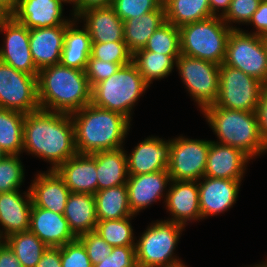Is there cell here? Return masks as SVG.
Listing matches in <instances>:
<instances>
[{
  "label": "cell",
  "instance_id": "cell-1",
  "mask_svg": "<svg viewBox=\"0 0 267 267\" xmlns=\"http://www.w3.org/2000/svg\"><path fill=\"white\" fill-rule=\"evenodd\" d=\"M23 151L50 162L49 170H56L77 154L71 115L44 109L25 114Z\"/></svg>",
  "mask_w": 267,
  "mask_h": 267
},
{
  "label": "cell",
  "instance_id": "cell-2",
  "mask_svg": "<svg viewBox=\"0 0 267 267\" xmlns=\"http://www.w3.org/2000/svg\"><path fill=\"white\" fill-rule=\"evenodd\" d=\"M37 88L40 109L71 114L91 103L85 71L60 63L39 70Z\"/></svg>",
  "mask_w": 267,
  "mask_h": 267
},
{
  "label": "cell",
  "instance_id": "cell-3",
  "mask_svg": "<svg viewBox=\"0 0 267 267\" xmlns=\"http://www.w3.org/2000/svg\"><path fill=\"white\" fill-rule=\"evenodd\" d=\"M78 154H94L123 147L130 121L117 112L90 103L70 114Z\"/></svg>",
  "mask_w": 267,
  "mask_h": 267
},
{
  "label": "cell",
  "instance_id": "cell-4",
  "mask_svg": "<svg viewBox=\"0 0 267 267\" xmlns=\"http://www.w3.org/2000/svg\"><path fill=\"white\" fill-rule=\"evenodd\" d=\"M219 141L240 149L251 159L267 152V144L258 129L256 112L225 109L212 104L202 111Z\"/></svg>",
  "mask_w": 267,
  "mask_h": 267
},
{
  "label": "cell",
  "instance_id": "cell-5",
  "mask_svg": "<svg viewBox=\"0 0 267 267\" xmlns=\"http://www.w3.org/2000/svg\"><path fill=\"white\" fill-rule=\"evenodd\" d=\"M150 87L133 62L123 65L108 79L92 87L91 103L125 116L131 121L135 103Z\"/></svg>",
  "mask_w": 267,
  "mask_h": 267
},
{
  "label": "cell",
  "instance_id": "cell-6",
  "mask_svg": "<svg viewBox=\"0 0 267 267\" xmlns=\"http://www.w3.org/2000/svg\"><path fill=\"white\" fill-rule=\"evenodd\" d=\"M231 31L221 16L183 25L179 28L181 54L221 65Z\"/></svg>",
  "mask_w": 267,
  "mask_h": 267
},
{
  "label": "cell",
  "instance_id": "cell-7",
  "mask_svg": "<svg viewBox=\"0 0 267 267\" xmlns=\"http://www.w3.org/2000/svg\"><path fill=\"white\" fill-rule=\"evenodd\" d=\"M183 229L169 219L151 223L135 243L137 267H159L179 261L173 251Z\"/></svg>",
  "mask_w": 267,
  "mask_h": 267
},
{
  "label": "cell",
  "instance_id": "cell-8",
  "mask_svg": "<svg viewBox=\"0 0 267 267\" xmlns=\"http://www.w3.org/2000/svg\"><path fill=\"white\" fill-rule=\"evenodd\" d=\"M219 93L215 105L225 109L255 112L264 84L241 70L219 65Z\"/></svg>",
  "mask_w": 267,
  "mask_h": 267
},
{
  "label": "cell",
  "instance_id": "cell-9",
  "mask_svg": "<svg viewBox=\"0 0 267 267\" xmlns=\"http://www.w3.org/2000/svg\"><path fill=\"white\" fill-rule=\"evenodd\" d=\"M223 63L267 85V51L261 36L232 30Z\"/></svg>",
  "mask_w": 267,
  "mask_h": 267
},
{
  "label": "cell",
  "instance_id": "cell-10",
  "mask_svg": "<svg viewBox=\"0 0 267 267\" xmlns=\"http://www.w3.org/2000/svg\"><path fill=\"white\" fill-rule=\"evenodd\" d=\"M181 80L200 111L215 103L219 93V65L195 57L180 55L176 60Z\"/></svg>",
  "mask_w": 267,
  "mask_h": 267
},
{
  "label": "cell",
  "instance_id": "cell-11",
  "mask_svg": "<svg viewBox=\"0 0 267 267\" xmlns=\"http://www.w3.org/2000/svg\"><path fill=\"white\" fill-rule=\"evenodd\" d=\"M37 76L0 61V108L24 114L40 109Z\"/></svg>",
  "mask_w": 267,
  "mask_h": 267
},
{
  "label": "cell",
  "instance_id": "cell-12",
  "mask_svg": "<svg viewBox=\"0 0 267 267\" xmlns=\"http://www.w3.org/2000/svg\"><path fill=\"white\" fill-rule=\"evenodd\" d=\"M210 140L171 139L167 171L173 181H199L204 176Z\"/></svg>",
  "mask_w": 267,
  "mask_h": 267
},
{
  "label": "cell",
  "instance_id": "cell-13",
  "mask_svg": "<svg viewBox=\"0 0 267 267\" xmlns=\"http://www.w3.org/2000/svg\"><path fill=\"white\" fill-rule=\"evenodd\" d=\"M0 32L5 35L4 45L0 48V61L16 70L38 75L39 70L30 51L29 29L10 15L0 25Z\"/></svg>",
  "mask_w": 267,
  "mask_h": 267
},
{
  "label": "cell",
  "instance_id": "cell-14",
  "mask_svg": "<svg viewBox=\"0 0 267 267\" xmlns=\"http://www.w3.org/2000/svg\"><path fill=\"white\" fill-rule=\"evenodd\" d=\"M201 179L198 183L201 219L224 213L236 203L241 181L208 176Z\"/></svg>",
  "mask_w": 267,
  "mask_h": 267
},
{
  "label": "cell",
  "instance_id": "cell-15",
  "mask_svg": "<svg viewBox=\"0 0 267 267\" xmlns=\"http://www.w3.org/2000/svg\"><path fill=\"white\" fill-rule=\"evenodd\" d=\"M171 140L145 138L127 154L128 175H139L167 170Z\"/></svg>",
  "mask_w": 267,
  "mask_h": 267
},
{
  "label": "cell",
  "instance_id": "cell-16",
  "mask_svg": "<svg viewBox=\"0 0 267 267\" xmlns=\"http://www.w3.org/2000/svg\"><path fill=\"white\" fill-rule=\"evenodd\" d=\"M171 183L167 170L154 173L130 175L127 179L129 205L133 215L145 210L160 198L166 199L163 191Z\"/></svg>",
  "mask_w": 267,
  "mask_h": 267
},
{
  "label": "cell",
  "instance_id": "cell-17",
  "mask_svg": "<svg viewBox=\"0 0 267 267\" xmlns=\"http://www.w3.org/2000/svg\"><path fill=\"white\" fill-rule=\"evenodd\" d=\"M168 184L165 205L170 221L185 227L188 221L201 219L198 181H173Z\"/></svg>",
  "mask_w": 267,
  "mask_h": 267
},
{
  "label": "cell",
  "instance_id": "cell-18",
  "mask_svg": "<svg viewBox=\"0 0 267 267\" xmlns=\"http://www.w3.org/2000/svg\"><path fill=\"white\" fill-rule=\"evenodd\" d=\"M250 159L238 148L210 141L204 176L242 181Z\"/></svg>",
  "mask_w": 267,
  "mask_h": 267
},
{
  "label": "cell",
  "instance_id": "cell-19",
  "mask_svg": "<svg viewBox=\"0 0 267 267\" xmlns=\"http://www.w3.org/2000/svg\"><path fill=\"white\" fill-rule=\"evenodd\" d=\"M63 10L60 0H19L11 16L30 30L67 25L71 20L63 19Z\"/></svg>",
  "mask_w": 267,
  "mask_h": 267
},
{
  "label": "cell",
  "instance_id": "cell-20",
  "mask_svg": "<svg viewBox=\"0 0 267 267\" xmlns=\"http://www.w3.org/2000/svg\"><path fill=\"white\" fill-rule=\"evenodd\" d=\"M29 230L48 247H61L77 239L63 214L34 205Z\"/></svg>",
  "mask_w": 267,
  "mask_h": 267
},
{
  "label": "cell",
  "instance_id": "cell-21",
  "mask_svg": "<svg viewBox=\"0 0 267 267\" xmlns=\"http://www.w3.org/2000/svg\"><path fill=\"white\" fill-rule=\"evenodd\" d=\"M23 194L24 196L19 190L0 193V225L3 226L2 231L0 230L1 239L30 228L33 206L30 190Z\"/></svg>",
  "mask_w": 267,
  "mask_h": 267
},
{
  "label": "cell",
  "instance_id": "cell-22",
  "mask_svg": "<svg viewBox=\"0 0 267 267\" xmlns=\"http://www.w3.org/2000/svg\"><path fill=\"white\" fill-rule=\"evenodd\" d=\"M67 25L29 30L30 51L38 70L59 64Z\"/></svg>",
  "mask_w": 267,
  "mask_h": 267
},
{
  "label": "cell",
  "instance_id": "cell-23",
  "mask_svg": "<svg viewBox=\"0 0 267 267\" xmlns=\"http://www.w3.org/2000/svg\"><path fill=\"white\" fill-rule=\"evenodd\" d=\"M29 190L34 206L64 214L71 192L55 170L37 174Z\"/></svg>",
  "mask_w": 267,
  "mask_h": 267
},
{
  "label": "cell",
  "instance_id": "cell-24",
  "mask_svg": "<svg viewBox=\"0 0 267 267\" xmlns=\"http://www.w3.org/2000/svg\"><path fill=\"white\" fill-rule=\"evenodd\" d=\"M70 192H97L96 158L93 154H76L62 163L56 170Z\"/></svg>",
  "mask_w": 267,
  "mask_h": 267
},
{
  "label": "cell",
  "instance_id": "cell-25",
  "mask_svg": "<svg viewBox=\"0 0 267 267\" xmlns=\"http://www.w3.org/2000/svg\"><path fill=\"white\" fill-rule=\"evenodd\" d=\"M76 19L84 20L92 43L124 41V22L111 6L87 9Z\"/></svg>",
  "mask_w": 267,
  "mask_h": 267
},
{
  "label": "cell",
  "instance_id": "cell-26",
  "mask_svg": "<svg viewBox=\"0 0 267 267\" xmlns=\"http://www.w3.org/2000/svg\"><path fill=\"white\" fill-rule=\"evenodd\" d=\"M93 155L96 158L97 191L127 183V153L123 147Z\"/></svg>",
  "mask_w": 267,
  "mask_h": 267
},
{
  "label": "cell",
  "instance_id": "cell-27",
  "mask_svg": "<svg viewBox=\"0 0 267 267\" xmlns=\"http://www.w3.org/2000/svg\"><path fill=\"white\" fill-rule=\"evenodd\" d=\"M63 215L77 238L82 234L95 231L98 222L95 196L71 192Z\"/></svg>",
  "mask_w": 267,
  "mask_h": 267
},
{
  "label": "cell",
  "instance_id": "cell-28",
  "mask_svg": "<svg viewBox=\"0 0 267 267\" xmlns=\"http://www.w3.org/2000/svg\"><path fill=\"white\" fill-rule=\"evenodd\" d=\"M71 20L67 24L65 31L60 64L85 71L89 57L91 56V37L84 26L82 30L78 29L76 25L77 19L75 17L74 19L72 17Z\"/></svg>",
  "mask_w": 267,
  "mask_h": 267
},
{
  "label": "cell",
  "instance_id": "cell-29",
  "mask_svg": "<svg viewBox=\"0 0 267 267\" xmlns=\"http://www.w3.org/2000/svg\"><path fill=\"white\" fill-rule=\"evenodd\" d=\"M124 22V42L133 54L143 49L154 32L166 23L164 6Z\"/></svg>",
  "mask_w": 267,
  "mask_h": 267
},
{
  "label": "cell",
  "instance_id": "cell-30",
  "mask_svg": "<svg viewBox=\"0 0 267 267\" xmlns=\"http://www.w3.org/2000/svg\"><path fill=\"white\" fill-rule=\"evenodd\" d=\"M94 196L98 220L121 219L133 216L126 184L98 190Z\"/></svg>",
  "mask_w": 267,
  "mask_h": 267
},
{
  "label": "cell",
  "instance_id": "cell-31",
  "mask_svg": "<svg viewBox=\"0 0 267 267\" xmlns=\"http://www.w3.org/2000/svg\"><path fill=\"white\" fill-rule=\"evenodd\" d=\"M179 56L146 51L143 48L132 54V62L150 86L154 79H162L172 72Z\"/></svg>",
  "mask_w": 267,
  "mask_h": 267
},
{
  "label": "cell",
  "instance_id": "cell-32",
  "mask_svg": "<svg viewBox=\"0 0 267 267\" xmlns=\"http://www.w3.org/2000/svg\"><path fill=\"white\" fill-rule=\"evenodd\" d=\"M164 8L166 22L178 28L214 16L208 0H170Z\"/></svg>",
  "mask_w": 267,
  "mask_h": 267
},
{
  "label": "cell",
  "instance_id": "cell-33",
  "mask_svg": "<svg viewBox=\"0 0 267 267\" xmlns=\"http://www.w3.org/2000/svg\"><path fill=\"white\" fill-rule=\"evenodd\" d=\"M24 113L0 108V149L7 155L23 150Z\"/></svg>",
  "mask_w": 267,
  "mask_h": 267
},
{
  "label": "cell",
  "instance_id": "cell-34",
  "mask_svg": "<svg viewBox=\"0 0 267 267\" xmlns=\"http://www.w3.org/2000/svg\"><path fill=\"white\" fill-rule=\"evenodd\" d=\"M3 241L13 251L23 267H35L43 252L48 248L30 230L13 233Z\"/></svg>",
  "mask_w": 267,
  "mask_h": 267
},
{
  "label": "cell",
  "instance_id": "cell-35",
  "mask_svg": "<svg viewBox=\"0 0 267 267\" xmlns=\"http://www.w3.org/2000/svg\"><path fill=\"white\" fill-rule=\"evenodd\" d=\"M129 216L121 219L98 220L97 232L111 247L135 246V237Z\"/></svg>",
  "mask_w": 267,
  "mask_h": 267
},
{
  "label": "cell",
  "instance_id": "cell-36",
  "mask_svg": "<svg viewBox=\"0 0 267 267\" xmlns=\"http://www.w3.org/2000/svg\"><path fill=\"white\" fill-rule=\"evenodd\" d=\"M144 49L165 55H181L179 28L171 23H164L149 38Z\"/></svg>",
  "mask_w": 267,
  "mask_h": 267
},
{
  "label": "cell",
  "instance_id": "cell-37",
  "mask_svg": "<svg viewBox=\"0 0 267 267\" xmlns=\"http://www.w3.org/2000/svg\"><path fill=\"white\" fill-rule=\"evenodd\" d=\"M20 155H5L0 160V193L19 190L24 182V169Z\"/></svg>",
  "mask_w": 267,
  "mask_h": 267
},
{
  "label": "cell",
  "instance_id": "cell-38",
  "mask_svg": "<svg viewBox=\"0 0 267 267\" xmlns=\"http://www.w3.org/2000/svg\"><path fill=\"white\" fill-rule=\"evenodd\" d=\"M91 56L110 63L132 62V53L124 41L92 43Z\"/></svg>",
  "mask_w": 267,
  "mask_h": 267
},
{
  "label": "cell",
  "instance_id": "cell-39",
  "mask_svg": "<svg viewBox=\"0 0 267 267\" xmlns=\"http://www.w3.org/2000/svg\"><path fill=\"white\" fill-rule=\"evenodd\" d=\"M161 6L158 0H113L111 7L122 20L142 16Z\"/></svg>",
  "mask_w": 267,
  "mask_h": 267
},
{
  "label": "cell",
  "instance_id": "cell-40",
  "mask_svg": "<svg viewBox=\"0 0 267 267\" xmlns=\"http://www.w3.org/2000/svg\"><path fill=\"white\" fill-rule=\"evenodd\" d=\"M261 1L262 0H231L229 9L223 16H221L222 20L232 30H240V28H236V26L234 27L231 24L235 22H237L238 24H248L249 20L252 17V14L258 9L259 3Z\"/></svg>",
  "mask_w": 267,
  "mask_h": 267
},
{
  "label": "cell",
  "instance_id": "cell-41",
  "mask_svg": "<svg viewBox=\"0 0 267 267\" xmlns=\"http://www.w3.org/2000/svg\"><path fill=\"white\" fill-rule=\"evenodd\" d=\"M77 239L84 245L92 265L111 254L112 247L95 231L82 234Z\"/></svg>",
  "mask_w": 267,
  "mask_h": 267
},
{
  "label": "cell",
  "instance_id": "cell-42",
  "mask_svg": "<svg viewBox=\"0 0 267 267\" xmlns=\"http://www.w3.org/2000/svg\"><path fill=\"white\" fill-rule=\"evenodd\" d=\"M62 267H93L84 245L78 240L60 247Z\"/></svg>",
  "mask_w": 267,
  "mask_h": 267
},
{
  "label": "cell",
  "instance_id": "cell-43",
  "mask_svg": "<svg viewBox=\"0 0 267 267\" xmlns=\"http://www.w3.org/2000/svg\"><path fill=\"white\" fill-rule=\"evenodd\" d=\"M126 64L129 63H110L108 61L98 60L90 56L85 69V74L88 78L91 88L97 83L108 79L115 72H117L121 66Z\"/></svg>",
  "mask_w": 267,
  "mask_h": 267
},
{
  "label": "cell",
  "instance_id": "cell-44",
  "mask_svg": "<svg viewBox=\"0 0 267 267\" xmlns=\"http://www.w3.org/2000/svg\"><path fill=\"white\" fill-rule=\"evenodd\" d=\"M93 267H137L135 246L112 247L111 254Z\"/></svg>",
  "mask_w": 267,
  "mask_h": 267
},
{
  "label": "cell",
  "instance_id": "cell-45",
  "mask_svg": "<svg viewBox=\"0 0 267 267\" xmlns=\"http://www.w3.org/2000/svg\"><path fill=\"white\" fill-rule=\"evenodd\" d=\"M258 129L267 144V85L263 86L256 108Z\"/></svg>",
  "mask_w": 267,
  "mask_h": 267
},
{
  "label": "cell",
  "instance_id": "cell-46",
  "mask_svg": "<svg viewBox=\"0 0 267 267\" xmlns=\"http://www.w3.org/2000/svg\"><path fill=\"white\" fill-rule=\"evenodd\" d=\"M249 23L253 24L256 28V31L250 34H255L261 37L267 35V1L262 0L259 3L258 9L252 14L248 24Z\"/></svg>",
  "mask_w": 267,
  "mask_h": 267
},
{
  "label": "cell",
  "instance_id": "cell-47",
  "mask_svg": "<svg viewBox=\"0 0 267 267\" xmlns=\"http://www.w3.org/2000/svg\"><path fill=\"white\" fill-rule=\"evenodd\" d=\"M35 267H62L60 247H48Z\"/></svg>",
  "mask_w": 267,
  "mask_h": 267
},
{
  "label": "cell",
  "instance_id": "cell-48",
  "mask_svg": "<svg viewBox=\"0 0 267 267\" xmlns=\"http://www.w3.org/2000/svg\"><path fill=\"white\" fill-rule=\"evenodd\" d=\"M0 267H23L4 241L0 243Z\"/></svg>",
  "mask_w": 267,
  "mask_h": 267
},
{
  "label": "cell",
  "instance_id": "cell-49",
  "mask_svg": "<svg viewBox=\"0 0 267 267\" xmlns=\"http://www.w3.org/2000/svg\"><path fill=\"white\" fill-rule=\"evenodd\" d=\"M113 0H79L78 15L91 8H100L111 6Z\"/></svg>",
  "mask_w": 267,
  "mask_h": 267
},
{
  "label": "cell",
  "instance_id": "cell-50",
  "mask_svg": "<svg viewBox=\"0 0 267 267\" xmlns=\"http://www.w3.org/2000/svg\"><path fill=\"white\" fill-rule=\"evenodd\" d=\"M210 4L211 13L214 16H223L226 11L229 9L231 0H208ZM222 13L218 14L220 11Z\"/></svg>",
  "mask_w": 267,
  "mask_h": 267
},
{
  "label": "cell",
  "instance_id": "cell-51",
  "mask_svg": "<svg viewBox=\"0 0 267 267\" xmlns=\"http://www.w3.org/2000/svg\"><path fill=\"white\" fill-rule=\"evenodd\" d=\"M19 0H0V4L11 14L18 7Z\"/></svg>",
  "mask_w": 267,
  "mask_h": 267
},
{
  "label": "cell",
  "instance_id": "cell-52",
  "mask_svg": "<svg viewBox=\"0 0 267 267\" xmlns=\"http://www.w3.org/2000/svg\"><path fill=\"white\" fill-rule=\"evenodd\" d=\"M62 3H69V4H73V17H77L78 16V3L79 0H60Z\"/></svg>",
  "mask_w": 267,
  "mask_h": 267
},
{
  "label": "cell",
  "instance_id": "cell-53",
  "mask_svg": "<svg viewBox=\"0 0 267 267\" xmlns=\"http://www.w3.org/2000/svg\"><path fill=\"white\" fill-rule=\"evenodd\" d=\"M11 14L0 4V25L10 16Z\"/></svg>",
  "mask_w": 267,
  "mask_h": 267
},
{
  "label": "cell",
  "instance_id": "cell-54",
  "mask_svg": "<svg viewBox=\"0 0 267 267\" xmlns=\"http://www.w3.org/2000/svg\"><path fill=\"white\" fill-rule=\"evenodd\" d=\"M159 267H186V265L184 263H182L181 260H179L177 262H174V263H171V264H167V265H164V266H159Z\"/></svg>",
  "mask_w": 267,
  "mask_h": 267
},
{
  "label": "cell",
  "instance_id": "cell-55",
  "mask_svg": "<svg viewBox=\"0 0 267 267\" xmlns=\"http://www.w3.org/2000/svg\"><path fill=\"white\" fill-rule=\"evenodd\" d=\"M255 267H267V259L266 262H263L262 264H256Z\"/></svg>",
  "mask_w": 267,
  "mask_h": 267
},
{
  "label": "cell",
  "instance_id": "cell-56",
  "mask_svg": "<svg viewBox=\"0 0 267 267\" xmlns=\"http://www.w3.org/2000/svg\"><path fill=\"white\" fill-rule=\"evenodd\" d=\"M262 38H263V42H264V45L267 51V35L263 36Z\"/></svg>",
  "mask_w": 267,
  "mask_h": 267
},
{
  "label": "cell",
  "instance_id": "cell-57",
  "mask_svg": "<svg viewBox=\"0 0 267 267\" xmlns=\"http://www.w3.org/2000/svg\"><path fill=\"white\" fill-rule=\"evenodd\" d=\"M162 6H164L170 0H158Z\"/></svg>",
  "mask_w": 267,
  "mask_h": 267
},
{
  "label": "cell",
  "instance_id": "cell-58",
  "mask_svg": "<svg viewBox=\"0 0 267 267\" xmlns=\"http://www.w3.org/2000/svg\"><path fill=\"white\" fill-rule=\"evenodd\" d=\"M6 155V153L0 149V160Z\"/></svg>",
  "mask_w": 267,
  "mask_h": 267
}]
</instances>
